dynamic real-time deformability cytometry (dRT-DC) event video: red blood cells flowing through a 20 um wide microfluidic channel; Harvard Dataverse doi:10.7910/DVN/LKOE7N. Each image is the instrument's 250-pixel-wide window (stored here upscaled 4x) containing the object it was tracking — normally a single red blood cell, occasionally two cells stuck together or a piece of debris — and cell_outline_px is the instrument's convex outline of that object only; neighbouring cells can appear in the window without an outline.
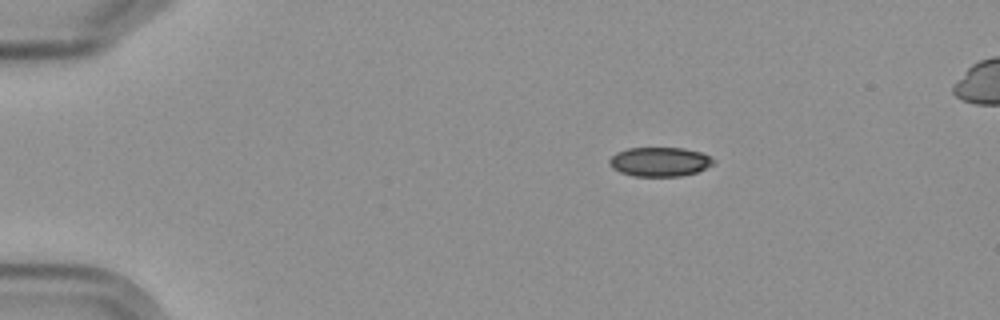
{"species": "Egyptian fruit bat (a non-hibernating species)", "species_latin": "Rousettus aegyptiacus", "temperature_condition": "cold", "stored_images_in_passage": 7, "camera_frame_rate_fps": 3000, "um_per_image_px": 0.085, "frame": {"image": 1, "passage_image": 1, "time_ms": 0.0, "image_size_px": [1000, 320], "cell_outline_px": [[712, 164], [696, 172], [680, 176], [632, 176], [620, 172], [612, 168], [608, 160], [616, 152], [628, 148], [684, 148], [700, 152], [708, 156], [712, 160]], "centroid_in_image_um": [56.01, 13.75], "position_along_channel_um": 29.0, "area_um2": 17.51}}
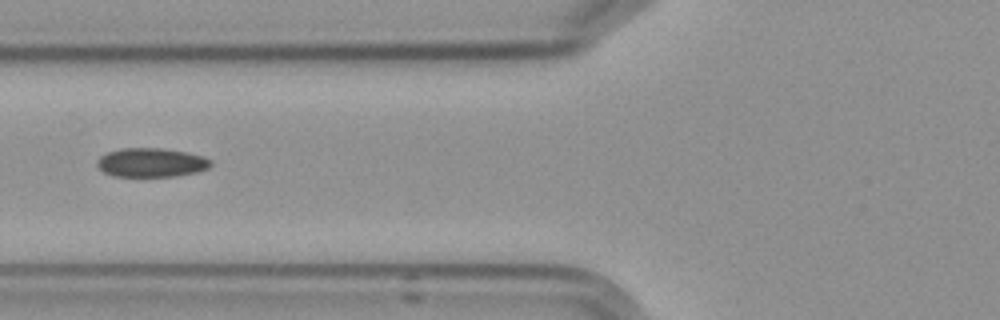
{"frame": {"image": 2, "passage_image": 5, "time_ms": 4.333, "image_size_px": [1000, 320], "cell_outline_px": [[212, 164], [208, 168], [196, 172], [172, 176], [116, 176], [104, 172], [96, 164], [96, 160], [100, 156], [108, 152], [120, 148], [164, 148], [184, 152], [200, 156], [212, 160]], "centroid_in_image_um": [12.83, 13.81], "position_along_channel_um": 113.0, "area_um2": 19.02}}